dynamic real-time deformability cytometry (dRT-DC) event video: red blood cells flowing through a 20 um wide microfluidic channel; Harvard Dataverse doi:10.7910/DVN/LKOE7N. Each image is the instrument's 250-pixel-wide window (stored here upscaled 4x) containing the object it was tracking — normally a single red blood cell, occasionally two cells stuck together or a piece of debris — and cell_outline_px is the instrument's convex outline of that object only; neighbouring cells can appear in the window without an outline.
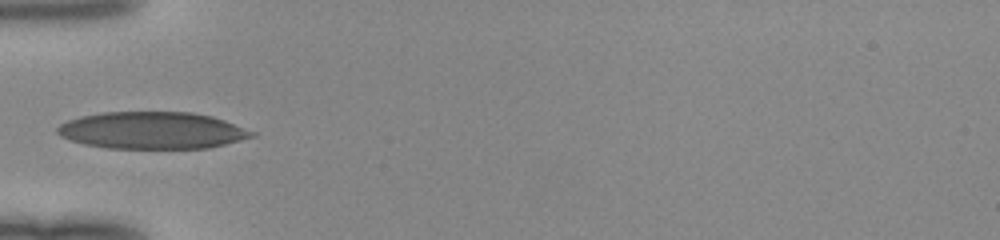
{"species": "human", "species_latin": "Homo sapiens", "temperature_condition": "room temperature", "stored_images_in_passage": 33, "camera_frame_rate_fps": 3000, "um_per_image_px": 0.085, "donor": {"sex": "female"}, "frame": {"image": 1, "passage_image": 1, "time_ms": 0.0, "image_size_px": [1000, 240], "cell_outline_px": [[256, 136], [208, 148], [108, 148], [84, 144], [60, 136], [56, 132], [56, 128], [60, 124], [68, 120], [80, 116], [104, 112], [192, 112], [212, 116], [224, 120], [256, 132]], "centroid_in_image_um": [12.94, 11.08], "position_along_channel_um": 72.1, "area_um2": 41.91}}
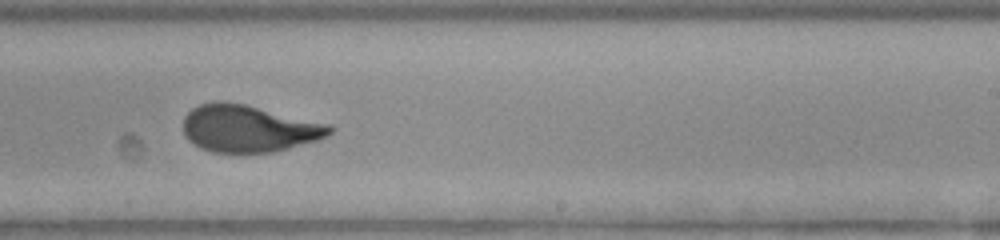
{"frame": {"image": 2, "passage_image": 15, "time_ms": 4.667, "image_size_px": [1000, 240], "cell_outline_px": [[332, 132], [316, 140], [288, 148], [272, 152], [212, 152], [200, 148], [188, 140], [184, 132], [184, 116], [192, 108], [200, 104], [216, 100], [220, 100], [244, 104], [328, 124], [332, 128]], "centroid_in_image_um": [21.07, 10.91], "position_along_channel_um": 267.9, "area_um2": 39.71}}
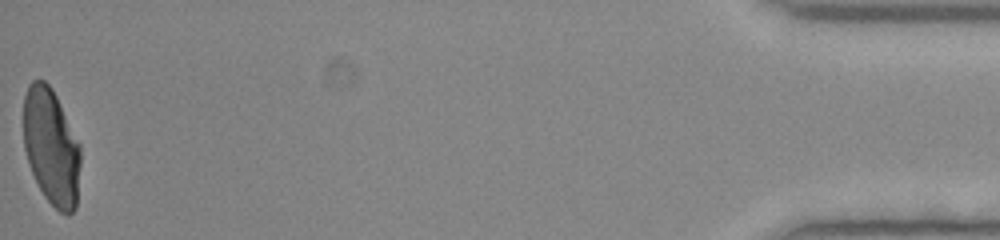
{"frame": {"image": 3, "passage_image": 33, "time_ms": 10.667, "image_size_px": [1000, 240], "cell_outline_px": [[80, 164], [76, 208], [68, 216], [60, 212], [44, 196], [28, 164], [24, 148], [24, 96], [28, 84], [32, 80], [44, 80], [52, 88], [80, 144]], "centroid_in_image_um": [4.36, 12.48], "position_along_channel_um": 430.8, "area_um2": 38.67}}